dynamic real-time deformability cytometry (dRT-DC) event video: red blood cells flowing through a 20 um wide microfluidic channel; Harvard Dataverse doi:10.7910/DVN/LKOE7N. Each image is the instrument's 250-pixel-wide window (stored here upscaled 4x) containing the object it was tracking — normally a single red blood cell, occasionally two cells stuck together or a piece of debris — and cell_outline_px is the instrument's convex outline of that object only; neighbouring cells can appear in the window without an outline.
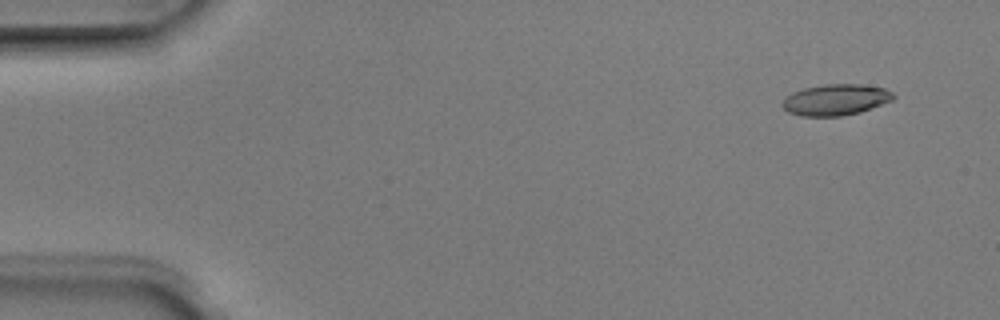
{"species": "Egyptian fruit bat (a non-hibernating species)", "species_latin": "Rousettus aegyptiacus", "temperature_condition": "room temperature", "stored_images_in_passage": 4, "camera_frame_rate_fps": 3000, "um_per_image_px": 0.085, "animal": {"sex": "male"}, "frame": {"image": 1, "passage_image": 1, "time_ms": 0.0, "image_size_px": [1000, 320], "cell_outline_px": [[896, 96], [892, 100], [860, 112], [840, 116], [800, 116], [788, 112], [780, 104], [792, 92], [804, 88], [824, 84], [860, 84], [884, 88], [892, 92]], "centroid_in_image_um": [71.02, 8.48], "position_along_channel_um": 14.0, "area_um2": 20.06}}
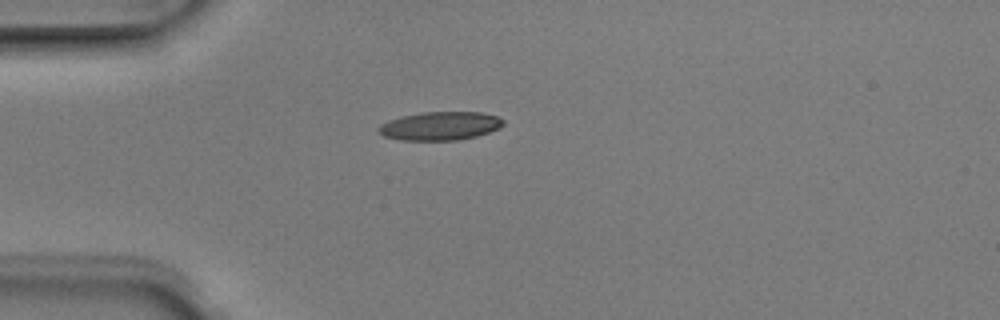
{"frame": {"image": 2, "passage_image": 4, "time_ms": 1.0, "image_size_px": [1000, 320], "cell_outline_px": [[504, 124], [488, 132], [476, 136], [460, 140], [400, 140], [384, 136], [376, 128], [380, 124], [388, 120], [400, 116], [424, 112], [480, 112], [496, 116], [504, 120]], "centroid_in_image_um": [37.37, 10.7], "position_along_channel_um": 47.6, "area_um2": 20.63}}